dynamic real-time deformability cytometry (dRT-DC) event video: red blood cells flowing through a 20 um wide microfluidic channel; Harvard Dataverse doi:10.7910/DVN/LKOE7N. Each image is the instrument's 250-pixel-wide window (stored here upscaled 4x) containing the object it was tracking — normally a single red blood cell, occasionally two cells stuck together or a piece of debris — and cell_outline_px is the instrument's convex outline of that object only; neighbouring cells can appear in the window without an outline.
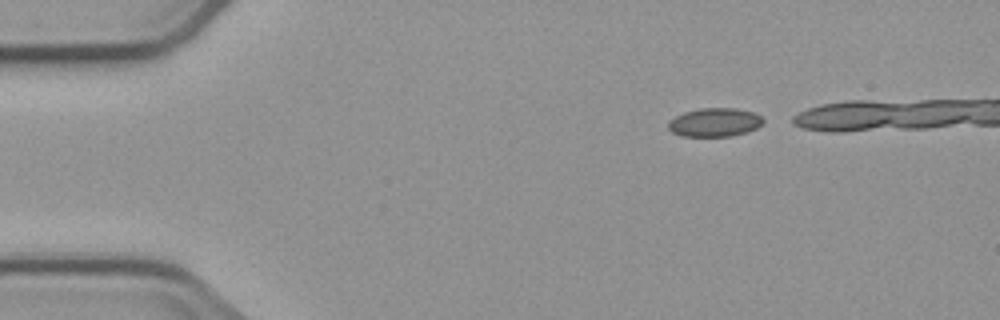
{"species": "common noctule bat (a hibernating species)", "species_latin": "Nyctalus noctula", "temperature_condition": "cold", "stored_images_in_passage": 3, "camera_frame_rate_fps": 3000, "um_per_image_px": 0.085, "animal": {"sex": "male", "body_mass_g": 23.1, "forearm_length_mm": 52.7}, "frame": {"image": 1, "passage_image": 1, "time_ms": 0.0, "image_size_px": [1000, 320], "cell_outline_px": [[764, 124], [748, 132], [732, 136], [680, 136], [672, 132], [668, 128], [668, 124], [676, 116], [684, 112], [700, 108], [736, 108], [756, 112], [764, 120]], "centroid_in_image_um": [60.79, 10.4], "position_along_channel_um": 24.2, "area_um2": 15.95}}